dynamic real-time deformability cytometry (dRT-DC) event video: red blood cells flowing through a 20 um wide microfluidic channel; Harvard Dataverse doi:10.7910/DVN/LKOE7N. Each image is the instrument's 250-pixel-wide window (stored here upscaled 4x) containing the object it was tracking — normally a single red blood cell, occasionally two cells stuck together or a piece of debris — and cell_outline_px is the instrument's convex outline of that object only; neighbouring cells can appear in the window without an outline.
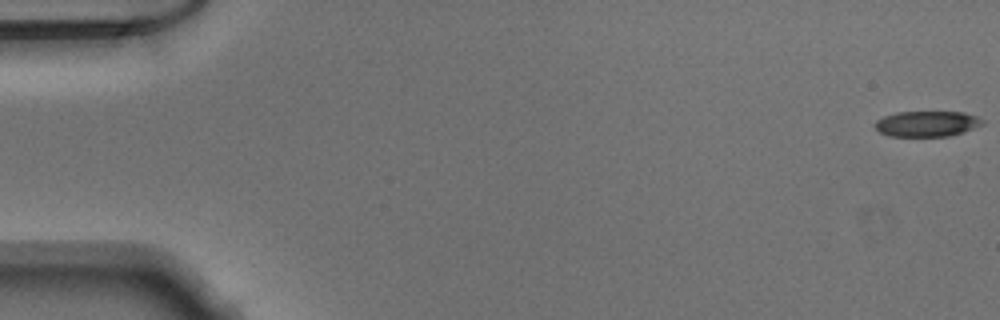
{"species": "Egyptian fruit bat (a non-hibernating species)", "species_latin": "Rousettus aegyptiacus", "temperature_condition": "warm", "stored_images_in_passage": 27, "camera_frame_rate_fps": 3000, "um_per_image_px": 0.085, "animal": {"sex": "male"}, "frame": {"image": 1, "passage_image": 1, "time_ms": 0.0, "image_size_px": [1000, 320], "cell_outline_px": [[984, 124], [964, 132], [948, 136], [888, 136], [880, 132], [872, 124], [876, 120], [884, 116], [896, 112], [964, 112], [976, 116], [984, 120]], "centroid_in_image_um": [78.78, 10.52], "position_along_channel_um": 6.2, "area_um2": 16.13}}
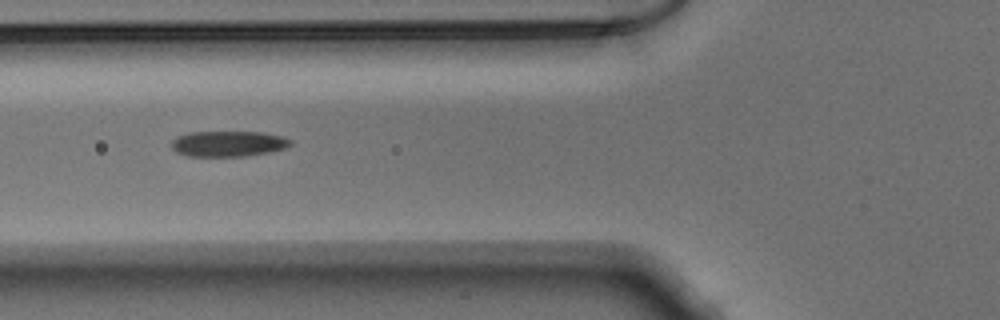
{"frame": {"image": 2, "passage_image": 20, "time_ms": 6.333, "image_size_px": [1000, 320], "cell_outline_px": [[292, 144], [288, 148], [268, 152], [244, 156], [188, 156], [176, 152], [172, 148], [172, 140], [176, 136], [188, 132], [264, 132], [284, 136], [292, 140]], "centroid_in_image_um": [19.43, 12.21], "position_along_channel_um": 106.4, "area_um2": 17.98}}
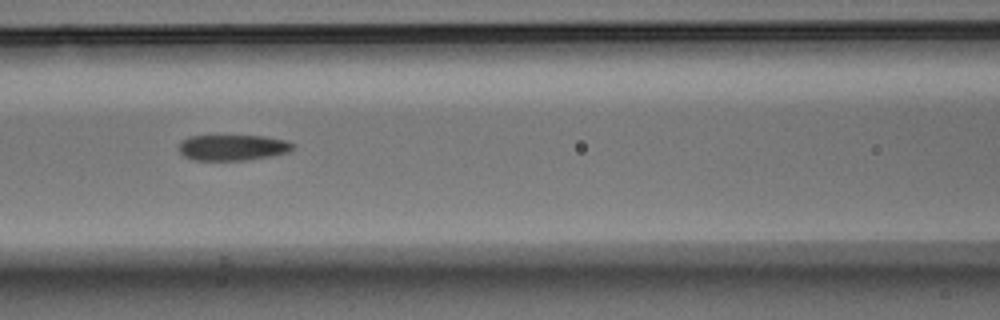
{"frame": {"image": 3, "passage_image": 23, "time_ms": 7.333, "image_size_px": [1000, 320], "cell_outline_px": [[292, 148], [288, 152], [268, 156], [244, 160], [196, 160], [184, 156], [180, 152], [180, 140], [188, 136], [264, 136], [284, 140], [292, 144]], "centroid_in_image_um": [19.72, 12.53], "position_along_channel_um": 146.9, "area_um2": 16.82}}